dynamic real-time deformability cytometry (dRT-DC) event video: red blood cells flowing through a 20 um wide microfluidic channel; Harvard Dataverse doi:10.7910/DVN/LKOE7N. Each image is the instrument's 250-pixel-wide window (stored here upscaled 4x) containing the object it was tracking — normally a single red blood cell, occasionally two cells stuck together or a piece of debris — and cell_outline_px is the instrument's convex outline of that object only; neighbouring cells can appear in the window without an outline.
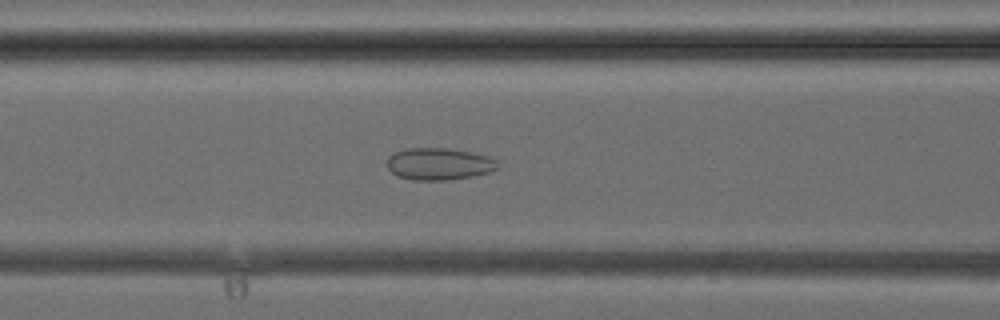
{"species": "common noctule bat (a hibernating species)", "species_latin": "Nyctalus noctula", "temperature_condition": "cold", "stored_images_in_passage": 41, "camera_frame_rate_fps": 3000, "um_per_image_px": 0.085, "animal": {"sex": "female", "body_mass_g": 24.6, "forearm_length_mm": 56.2}, "frame": {"image": 1, "passage_image": 17, "time_ms": 5.333, "image_size_px": [1000, 320], "cell_outline_px": [[500, 168], [492, 172], [472, 176], [444, 180], [412, 180], [400, 176], [392, 172], [384, 164], [388, 156], [396, 152], [408, 148], [448, 148], [472, 152], [488, 156], [496, 160], [500, 164]], "centroid_in_image_um": [37.34, 13.93], "position_along_channel_um": 129.3, "area_um2": 20.87}}
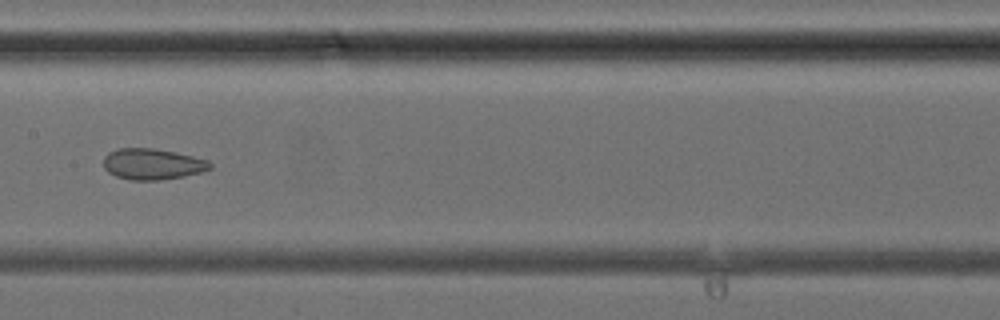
{"frame": {"image": 2, "passage_image": 21, "time_ms": 6.667, "image_size_px": [1000, 320], "cell_outline_px": [[212, 168], [200, 172], [184, 176], [160, 180], [128, 180], [116, 176], [108, 172], [104, 168], [104, 156], [108, 152], [116, 148], [152, 148], [176, 152], [208, 160], [212, 164]], "centroid_in_image_um": [12.94, 13.94], "position_along_channel_um": 194.5, "area_um2": 19.36}}
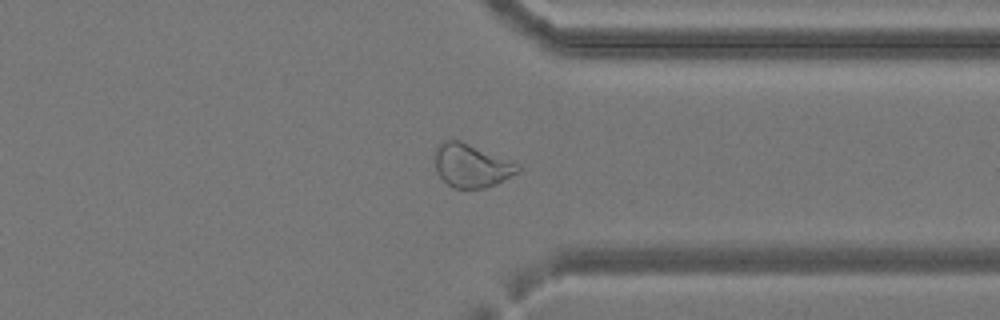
{"frame": {"image": 3, "passage_image": 32, "time_ms": 10.333, "image_size_px": [1000, 320], "cell_outline_px": [[520, 172], [496, 184], [484, 188], [452, 188], [436, 172], [436, 148], [444, 140], [460, 140], [520, 164]], "centroid_in_image_um": [40.1, 14.08], "position_along_channel_um": 371.3, "area_um2": 20.87}}